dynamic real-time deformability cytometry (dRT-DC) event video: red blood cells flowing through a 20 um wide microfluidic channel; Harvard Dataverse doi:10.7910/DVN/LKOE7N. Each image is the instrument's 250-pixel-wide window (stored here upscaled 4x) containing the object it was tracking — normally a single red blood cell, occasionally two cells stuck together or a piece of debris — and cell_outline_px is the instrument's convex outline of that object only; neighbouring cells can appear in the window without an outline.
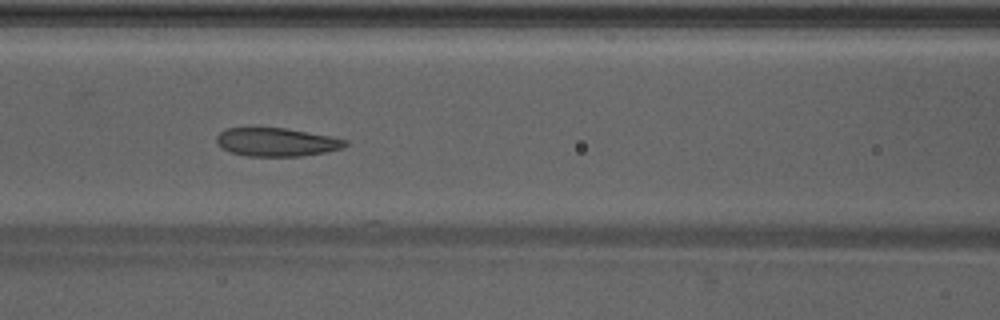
{"species": "Egyptian fruit bat (a non-hibernating species)", "species_latin": "Rousettus aegyptiacus", "temperature_condition": "warm", "stored_images_in_passage": 48, "camera_frame_rate_fps": 3000, "um_per_image_px": 0.085, "animal": {"sex": "male"}, "frame": {"image": 1, "passage_image": 21, "time_ms": 6.667, "image_size_px": [1000, 320], "cell_outline_px": [[348, 144], [344, 148], [324, 152], [300, 156], [244, 156], [232, 152], [216, 144], [216, 136], [220, 132], [228, 128], [284, 128], [328, 136], [348, 140]], "centroid_in_image_um": [23.5, 12.08], "position_along_channel_um": 143.1, "area_um2": 21.1}}
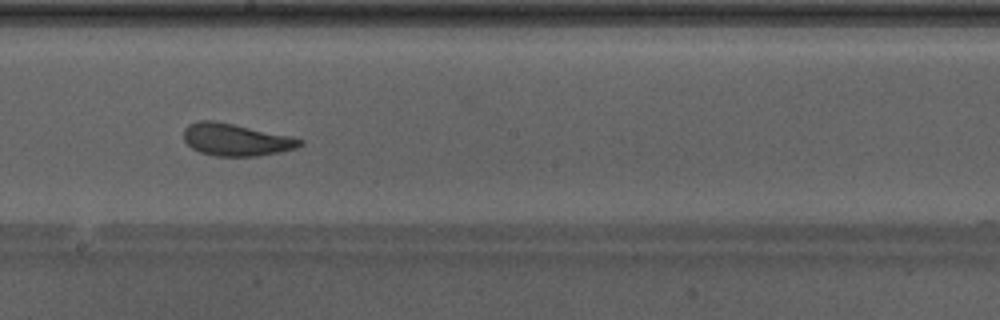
{"frame": {"image": 2, "passage_image": 27, "time_ms": 8.667, "image_size_px": [1000, 320], "cell_outline_px": [[304, 144], [296, 148], [280, 152], [256, 156], [216, 156], [200, 152], [192, 148], [184, 140], [184, 128], [188, 124], [200, 120], [212, 120], [292, 136], [304, 140]], "centroid_in_image_um": [20.07, 11.88], "position_along_channel_um": 228.1, "area_um2": 21.79}}
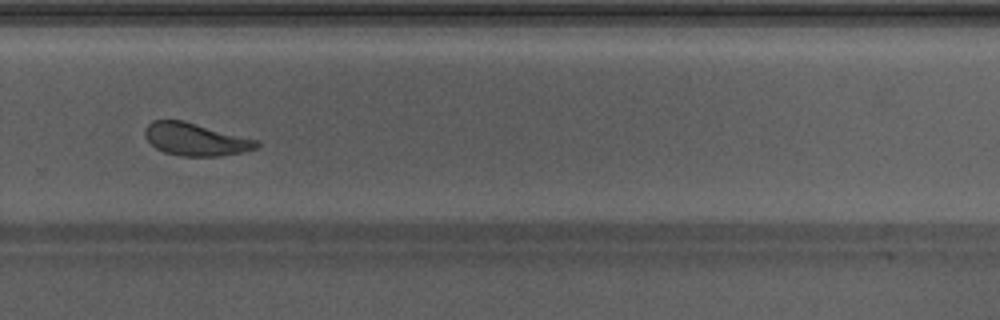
{"frame": {"image": 3, "passage_image": 33, "time_ms": 10.667, "image_size_px": [1000, 320], "cell_outline_px": [[260, 144], [256, 148], [244, 152], [216, 156], [180, 156], [164, 152], [156, 148], [144, 136], [144, 128], [152, 120], [184, 120], [260, 140]], "centroid_in_image_um": [16.64, 11.83], "position_along_channel_um": 313.2, "area_um2": 21.44}, "authors_computed_cell_mechanics": {"area_um2": 22.5998, "velocity_mm_per_s": 4.2661, "shape_relaxation_time_tau1_ms": 2.37, "shape_relaxation_time_tau2_ms": 1.1606, "deformation_change_tau1": 0.1156, "deformation_change_tau2": 0.0551}}